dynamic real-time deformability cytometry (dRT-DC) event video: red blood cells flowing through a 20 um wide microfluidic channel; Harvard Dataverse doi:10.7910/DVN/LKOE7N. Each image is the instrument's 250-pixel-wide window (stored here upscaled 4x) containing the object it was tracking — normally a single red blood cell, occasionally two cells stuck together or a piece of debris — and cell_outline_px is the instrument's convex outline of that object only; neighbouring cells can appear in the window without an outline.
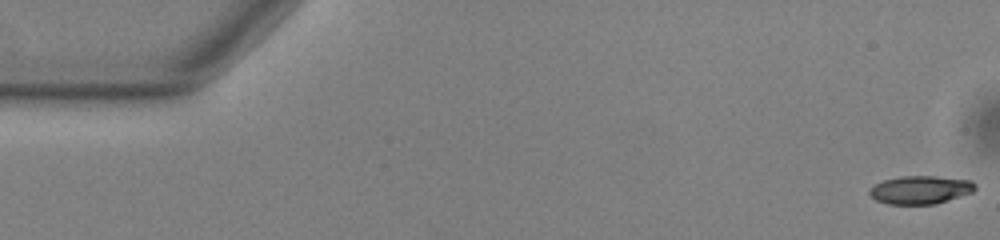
{"species": "common noctule bat (a hibernating species)", "species_latin": "Nyctalus noctula", "temperature_condition": "warm", "stored_images_in_passage": 49, "camera_frame_rate_fps": 3000, "um_per_image_px": 0.085, "animal": {"sex": "male", "body_mass_g": 13.0, "forearm_length_mm": 53.1}, "frame": {"image": 1, "passage_image": 1, "time_ms": 0.0, "image_size_px": [1000, 240], "cell_outline_px": [[976, 188], [972, 192], [936, 204], [888, 204], [876, 200], [868, 192], [876, 184], [884, 180], [900, 176], [936, 176], [972, 180], [976, 184]], "centroid_in_image_um": [78.27, 16.13], "position_along_channel_um": 6.7, "area_um2": 17.28}}
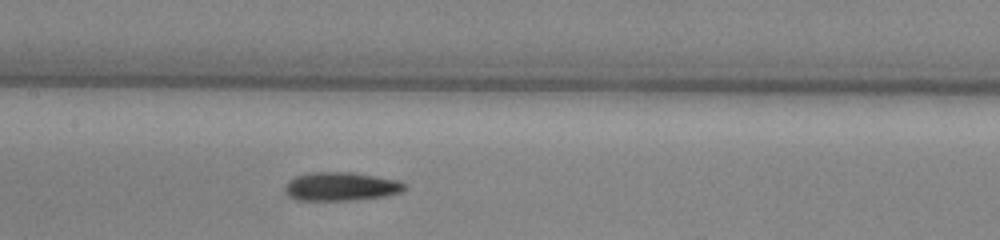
{"frame": {"image": 2, "passage_image": 26, "time_ms": 8.333, "image_size_px": [1000, 240], "cell_outline_px": [[408, 188], [404, 192], [384, 196], [352, 200], [296, 200], [288, 196], [284, 192], [284, 188], [288, 180], [296, 176], [312, 172], [352, 172], [376, 176], [396, 180], [408, 184]], "centroid_in_image_um": [29.0, 15.85], "position_along_channel_um": 178.4, "area_um2": 20.17}}
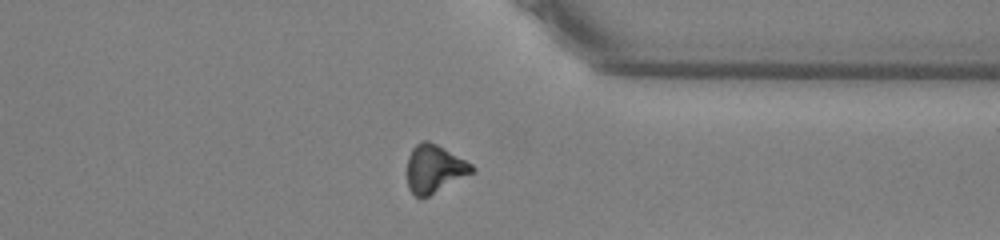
{"frame": {"image": 3, "passage_image": 42, "time_ms": 13.667, "image_size_px": [1000, 240], "cell_outline_px": [[476, 172], [428, 196], [416, 196], [408, 188], [408, 156], [412, 148], [416, 144], [424, 140], [428, 140], [436, 144], [472, 164], [476, 168]], "centroid_in_image_um": [36.95, 14.34], "position_along_channel_um": 374.5, "area_um2": 17.98}, "authors_computed_cell_mechanics": {"area_um2": 18.3804, "velocity_mm_per_s": 3.7806, "shape_relaxation_time_tau1_ms": 7.8205, "shape_relaxation_time_tau2_ms": 10.5222, "deformation_change_tau1": 0.1853, "deformation_change_tau2": 0.2152}}